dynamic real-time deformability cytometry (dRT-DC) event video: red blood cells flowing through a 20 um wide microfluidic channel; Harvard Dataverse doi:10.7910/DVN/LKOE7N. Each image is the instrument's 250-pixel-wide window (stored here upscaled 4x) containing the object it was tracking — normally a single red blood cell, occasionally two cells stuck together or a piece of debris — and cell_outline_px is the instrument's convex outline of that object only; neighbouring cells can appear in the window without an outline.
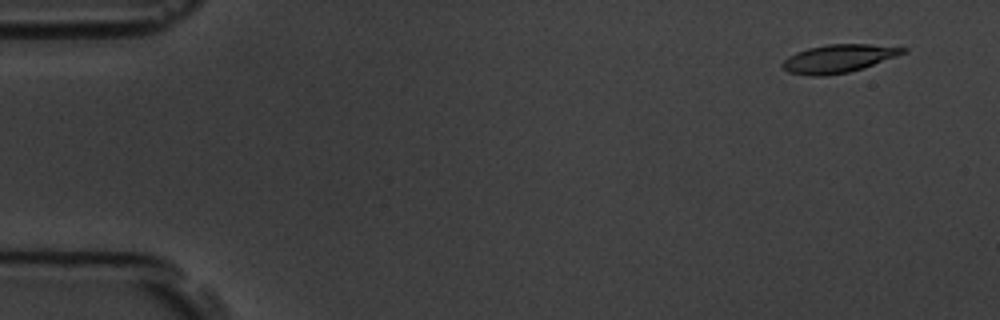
{"species": "common noctule bat (a hibernating species)", "species_latin": "Nyctalus noctula", "temperature_condition": "room temperature", "stored_images_in_passage": 13, "camera_frame_rate_fps": 3000, "um_per_image_px": 0.085, "animal": {"sex": "male", "body_mass_g": 19.5, "forearm_length_mm": 54.6}, "frame": {"image": 1, "passage_image": 2, "time_ms": 1.0, "image_size_px": [1000, 320], "cell_outline_px": [[908, 52], [864, 68], [848, 72], [824, 76], [812, 76], [788, 72], [780, 64], [788, 56], [796, 52], [808, 48], [828, 44], [868, 44], [908, 48]], "centroid_in_image_um": [71.28, 4.98], "position_along_channel_um": 13.7, "area_um2": 19.77}}
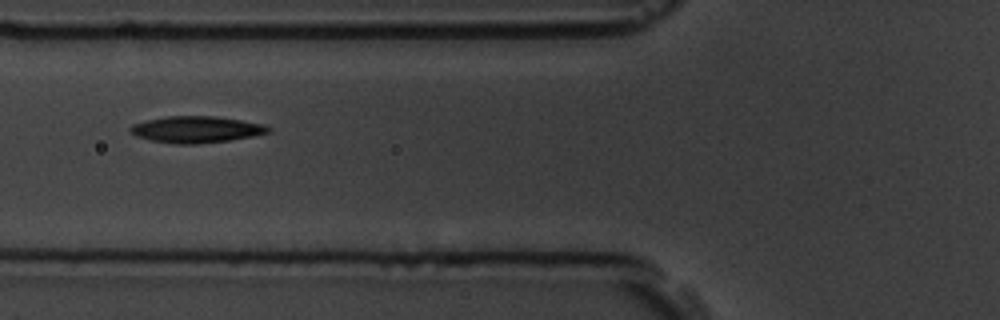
{"frame": {"image": 2, "passage_image": 6, "time_ms": 6.667, "image_size_px": [1000, 320], "cell_outline_px": [[272, 132], [252, 136], [228, 140], [196, 144], [176, 144], [152, 140], [136, 136], [128, 128], [132, 124], [164, 116], [216, 116], [264, 124], [272, 128]], "centroid_in_image_um": [16.71, 11.0], "position_along_channel_um": 109.1, "area_um2": 21.27}}
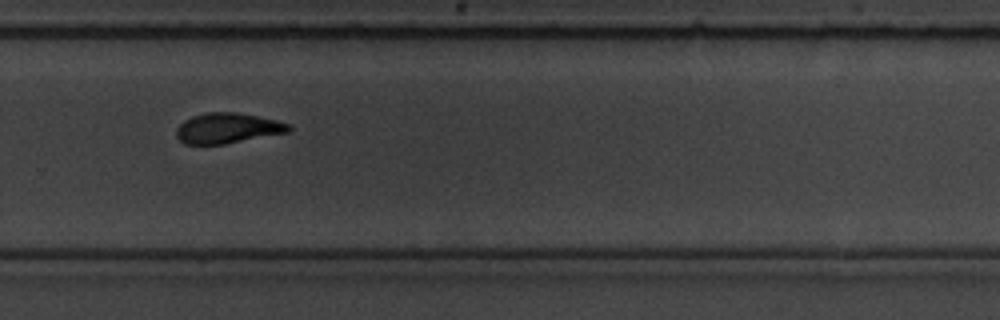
{"frame": {"image": 3, "passage_image": 11, "time_ms": 12.0, "image_size_px": [1000, 320], "cell_outline_px": [[292, 128], [288, 132], [224, 144], [184, 144], [176, 136], [176, 128], [184, 120], [192, 116], [208, 112], [236, 112], [276, 120], [288, 124]], "centroid_in_image_um": [19.3, 10.89], "position_along_channel_um": 310.5, "area_um2": 19.71}, "authors_computed_cell_mechanics": {"area_um2": 20.23, "velocity_mm_per_s": 3.7881, "shape_relaxation_time_tau1_ms": 6.4455, "shape_relaxation_time_tau2_ms": 4.2209, "deformation_change_tau1": 0.1634, "deformation_change_tau2": 0.1072}}